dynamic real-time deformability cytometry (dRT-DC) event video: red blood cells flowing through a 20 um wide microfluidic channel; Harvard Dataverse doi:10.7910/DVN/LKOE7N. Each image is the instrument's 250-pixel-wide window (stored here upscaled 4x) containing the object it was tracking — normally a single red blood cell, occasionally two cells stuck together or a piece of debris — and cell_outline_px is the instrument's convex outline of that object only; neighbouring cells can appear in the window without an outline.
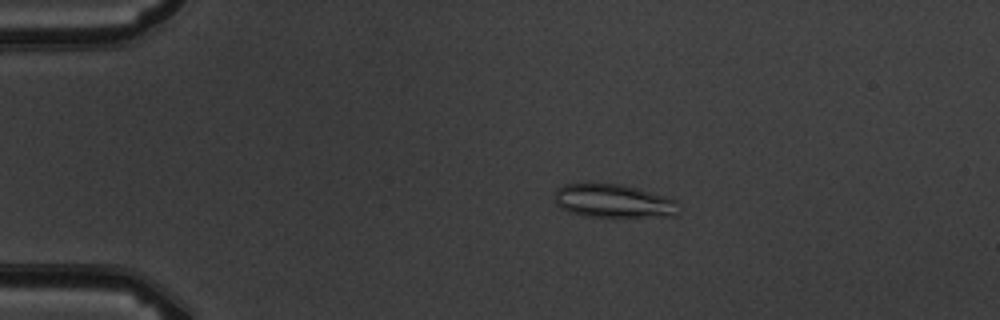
{"species": "common noctule bat (a hibernating species)", "species_latin": "Nyctalus noctula", "temperature_condition": "warm", "stored_images_in_passage": 6, "camera_frame_rate_fps": 3000, "um_per_image_px": 0.085, "animal": {"sex": "male", "body_mass_g": 19.5, "forearm_length_mm": 54.6}, "frame": {"image": 1, "passage_image": 3, "time_ms": 2.333, "image_size_px": [1000, 320], "cell_outline_px": [[680, 212], [676, 216], [584, 216], [568, 212], [560, 208], [556, 204], [556, 188], [564, 184], [620, 184], [636, 188], [676, 200], [680, 204]], "centroid_in_image_um": [52.16, 17.1], "position_along_channel_um": 32.8, "area_um2": 23.99}}
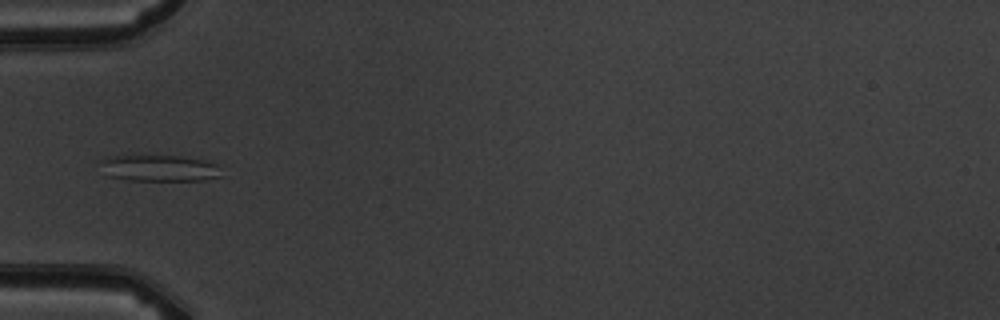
{"frame": {"image": 2, "passage_image": 5, "time_ms": 4.667, "image_size_px": [1000, 320], "cell_outline_px": [[224, 176], [204, 180], [128, 180], [108, 176], [100, 160], [112, 156], [132, 152], [184, 156], [204, 160], [216, 164]], "centroid_in_image_um": [13.53, 14.23], "position_along_channel_um": 71.5, "area_um2": 19.48}}
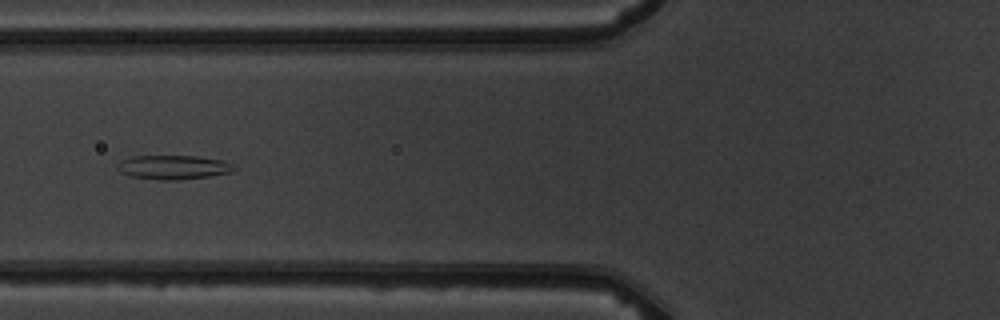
{"frame": {"image": 3, "passage_image": 6, "time_ms": 5.667, "image_size_px": [1000, 320], "cell_outline_px": [[236, 168], [232, 172], [208, 176], [176, 180], [156, 180], [128, 176], [120, 172], [116, 168], [116, 164], [120, 160], [132, 156], [196, 156], [224, 160], [232, 164]], "centroid_in_image_um": [14.68, 14.21], "position_along_channel_um": 111.1, "area_um2": 16.59}}